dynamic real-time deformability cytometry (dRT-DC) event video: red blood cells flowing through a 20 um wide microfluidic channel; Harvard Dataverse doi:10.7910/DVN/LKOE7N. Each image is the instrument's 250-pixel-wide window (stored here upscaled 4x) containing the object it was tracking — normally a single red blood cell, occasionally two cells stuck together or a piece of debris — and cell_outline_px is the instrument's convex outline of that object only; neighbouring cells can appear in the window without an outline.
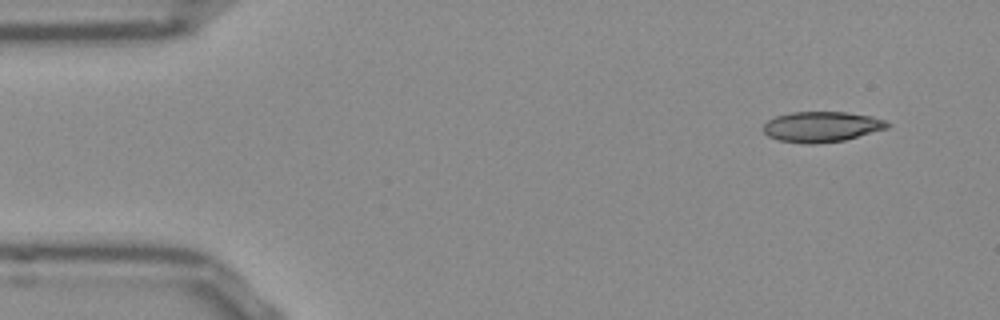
{"species": "Egyptian fruit bat (a non-hibernating species)", "species_latin": "Rousettus aegyptiacus", "temperature_condition": "room temperature", "stored_images_in_passage": 46, "camera_frame_rate_fps": 3000, "um_per_image_px": 0.085, "frame": {"image": 1, "passage_image": 1, "time_ms": 0.0, "image_size_px": [1000, 320], "cell_outline_px": [[892, 124], [888, 128], [844, 140], [816, 144], [804, 144], [780, 140], [768, 136], [760, 128], [768, 120], [776, 116], [792, 112], [848, 112], [872, 116], [884, 120]], "centroid_in_image_um": [69.83, 10.77], "position_along_channel_um": 15.2, "area_um2": 22.14}}
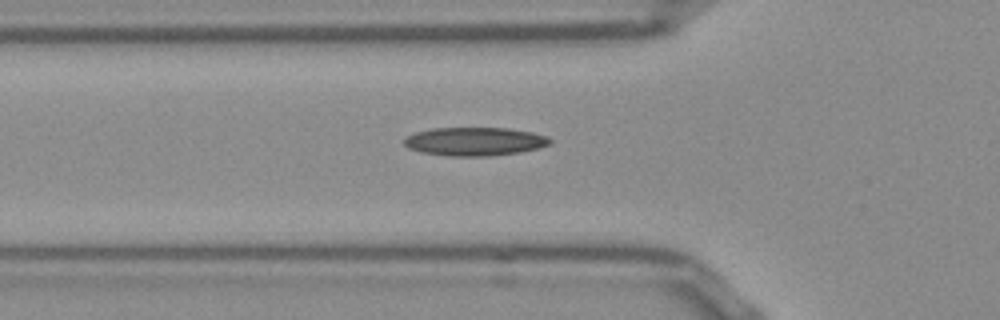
{"frame": {"image": 2, "passage_image": 14, "time_ms": 4.333, "image_size_px": [1000, 320], "cell_outline_px": [[552, 144], [540, 148], [520, 152], [488, 156], [448, 156], [420, 152], [408, 148], [404, 144], [404, 140], [408, 136], [416, 132], [432, 128], [508, 128], [532, 132], [544, 136], [552, 140]], "centroid_in_image_um": [40.36, 12.03], "position_along_channel_um": 85.4, "area_um2": 24.22}}
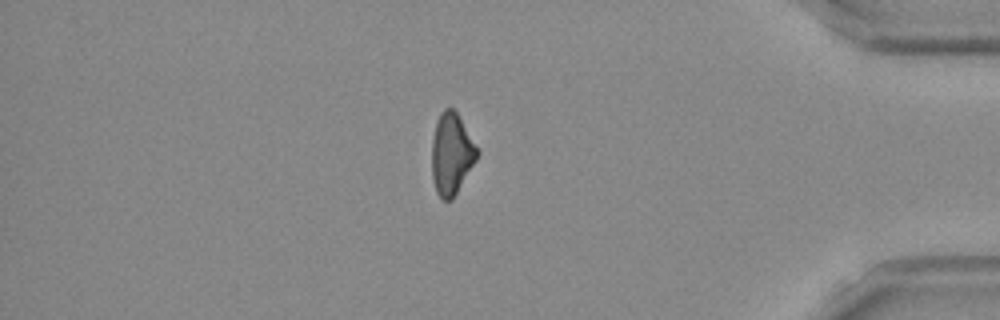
{"frame": {"image": 3, "passage_image": 41, "time_ms": 13.333, "image_size_px": [1000, 320], "cell_outline_px": [[480, 152], [476, 160], [452, 200], [444, 200], [436, 192], [432, 176], [432, 140], [436, 120], [440, 112], [444, 108], [452, 108], [456, 112]], "centroid_in_image_um": [38.36, 13.07], "position_along_channel_um": 396.8, "area_um2": 21.33}}